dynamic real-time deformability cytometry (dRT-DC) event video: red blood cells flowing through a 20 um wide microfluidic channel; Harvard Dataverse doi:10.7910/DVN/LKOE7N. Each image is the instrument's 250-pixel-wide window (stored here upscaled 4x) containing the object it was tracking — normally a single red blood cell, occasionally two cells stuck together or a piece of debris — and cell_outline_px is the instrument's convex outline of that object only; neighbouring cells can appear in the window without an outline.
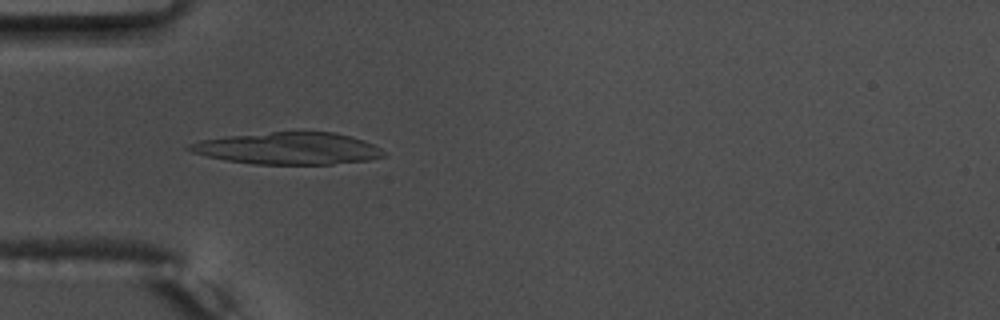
{"species": "common noctule bat (a hibernating species)", "species_latin": "Nyctalus noctula", "temperature_condition": "warm", "stored_images_in_passage": 53, "camera_frame_rate_fps": 3000, "um_per_image_px": 0.085, "animal": {"sex": "male", "body_mass_g": 17.5, "forearm_length_mm": 52.3}, "frame": {"image": 1, "passage_image": 16, "time_ms": 5.0, "image_size_px": [1000, 320], "cell_outline_px": [[384, 156], [372, 160], [332, 164], [252, 164], [228, 160], [208, 156], [192, 152], [184, 148], [188, 144], [200, 140], [228, 136], [272, 132], [336, 132], [364, 140], [380, 148], [384, 152]], "centroid_in_image_um": [24.51, 12.61], "position_along_channel_um": 60.5, "area_um2": 36.13}}